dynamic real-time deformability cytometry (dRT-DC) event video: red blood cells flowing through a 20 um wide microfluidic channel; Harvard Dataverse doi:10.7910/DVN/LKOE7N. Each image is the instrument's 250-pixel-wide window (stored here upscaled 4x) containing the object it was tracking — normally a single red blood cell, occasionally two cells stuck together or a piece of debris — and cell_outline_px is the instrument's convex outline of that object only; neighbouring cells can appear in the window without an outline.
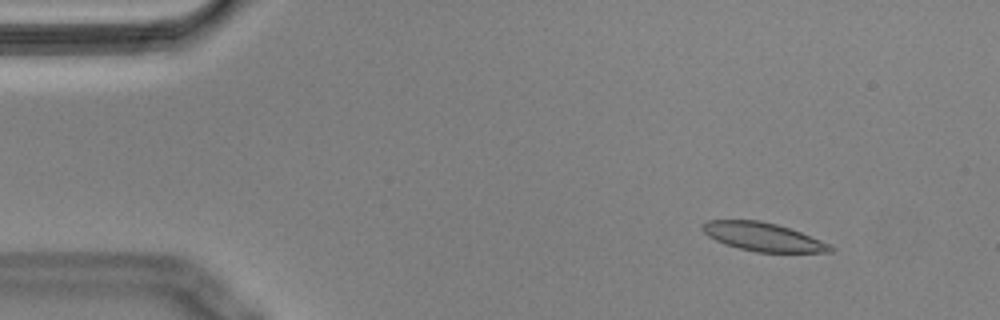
{"species": "Egyptian fruit bat (a non-hibernating species)", "species_latin": "Rousettus aegyptiacus", "temperature_condition": "cold", "stored_images_in_passage": 16, "camera_frame_rate_fps": 3000, "um_per_image_px": 0.085, "animal": {"sex": "male"}, "frame": {"image": 1, "passage_image": 5, "time_ms": 1.333, "image_size_px": [1000, 320], "cell_outline_px": [[836, 248], [832, 252], [756, 252], [724, 244], [708, 236], [700, 228], [700, 224], [708, 220], [760, 220], [776, 224], [800, 232], [832, 244]], "centroid_in_image_um": [64.86, 20.13], "position_along_channel_um": 20.1, "area_um2": 21.27}}
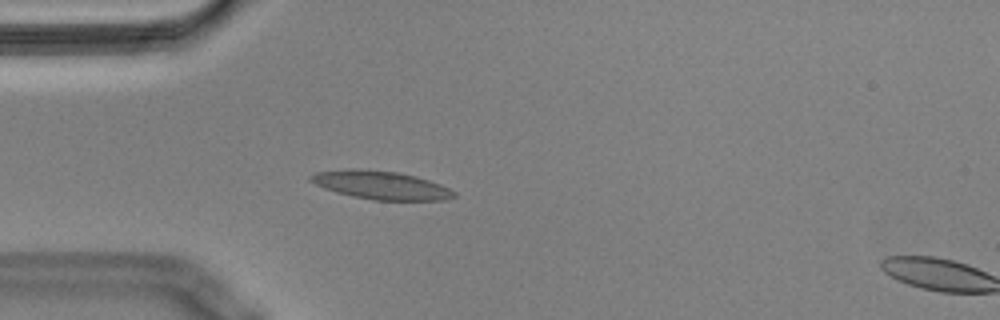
{"frame": {"image": 2, "passage_image": 14, "time_ms": 4.333, "image_size_px": [1000, 320], "cell_outline_px": [[456, 196], [448, 200], [372, 200], [352, 196], [336, 192], [324, 188], [308, 180], [308, 176], [316, 172], [352, 168], [396, 172], [416, 176], [440, 184], [456, 192]], "centroid_in_image_um": [32.37, 15.74], "position_along_channel_um": 52.6, "area_um2": 23.64}}